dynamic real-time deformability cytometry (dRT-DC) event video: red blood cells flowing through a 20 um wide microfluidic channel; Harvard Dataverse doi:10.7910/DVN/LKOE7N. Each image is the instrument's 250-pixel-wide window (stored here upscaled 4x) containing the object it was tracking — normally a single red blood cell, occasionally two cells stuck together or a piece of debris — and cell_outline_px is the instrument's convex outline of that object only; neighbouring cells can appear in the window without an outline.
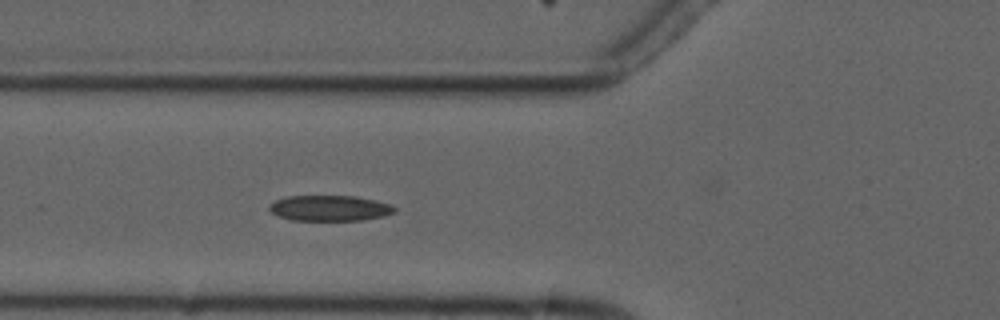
{"species": "common noctule bat (a hibernating species)", "species_latin": "Nyctalus noctula", "temperature_condition": "cold", "stored_images_in_passage": 5, "camera_frame_rate_fps": 3000, "um_per_image_px": 0.085, "animal": {"sex": "male", "forearm_length_mm": 52.5}, "frame": {"image": 1, "passage_image": 5, "time_ms": 5.333, "image_size_px": [1000, 320], "cell_outline_px": [[396, 212], [364, 220], [292, 220], [276, 216], [268, 208], [268, 204], [276, 200], [288, 196], [356, 196], [392, 204], [396, 208]], "centroid_in_image_um": [28.0, 17.69], "position_along_channel_um": 97.8, "area_um2": 18.73}}